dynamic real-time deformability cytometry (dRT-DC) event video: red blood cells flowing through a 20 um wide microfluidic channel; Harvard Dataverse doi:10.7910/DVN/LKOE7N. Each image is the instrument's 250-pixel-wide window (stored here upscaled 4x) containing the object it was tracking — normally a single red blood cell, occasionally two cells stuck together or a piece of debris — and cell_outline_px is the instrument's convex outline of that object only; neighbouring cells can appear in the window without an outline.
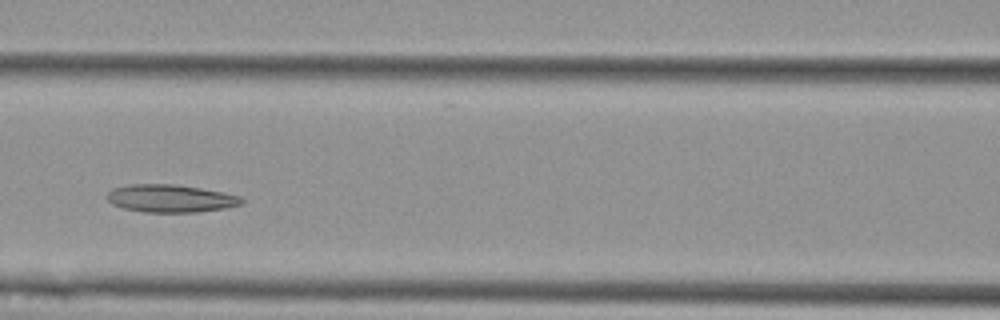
{"species": "Egyptian fruit bat (a non-hibernating species)", "species_latin": "Rousettus aegyptiacus", "temperature_condition": "cold", "stored_images_in_passage": 7, "camera_frame_rate_fps": 3000, "um_per_image_px": 0.085, "animal": {"sex": "female"}, "frame": {"image": 1, "passage_image": 5, "time_ms": 4.667, "image_size_px": [1000, 320], "cell_outline_px": [[244, 200], [240, 204], [224, 208], [196, 212], [144, 212], [124, 208], [112, 204], [108, 200], [108, 192], [112, 188], [128, 184], [172, 184], [200, 188], [224, 192], [240, 196]], "centroid_in_image_um": [14.48, 16.86], "position_along_channel_um": 152.1, "area_um2": 21.62}}
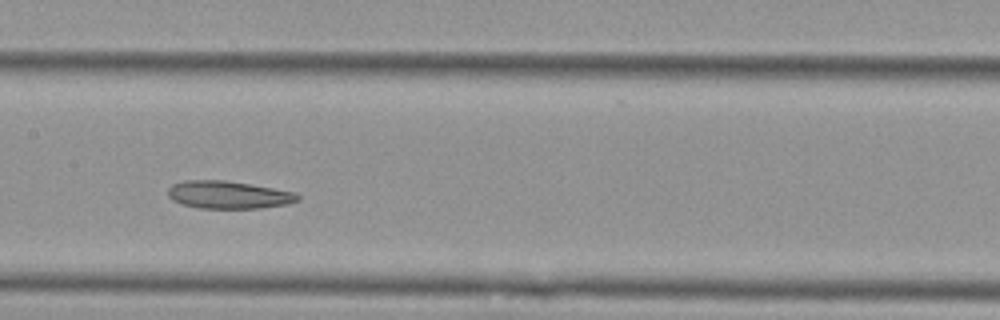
{"frame": {"image": 2, "passage_image": 6, "time_ms": 5.667, "image_size_px": [1000, 320], "cell_outline_px": [[300, 200], [288, 204], [260, 208], [200, 208], [184, 204], [172, 200], [168, 196], [168, 188], [172, 184], [184, 180], [224, 180], [296, 192], [300, 196]], "centroid_in_image_um": [19.42, 16.56], "position_along_channel_um": 188.0, "area_um2": 20.87}}
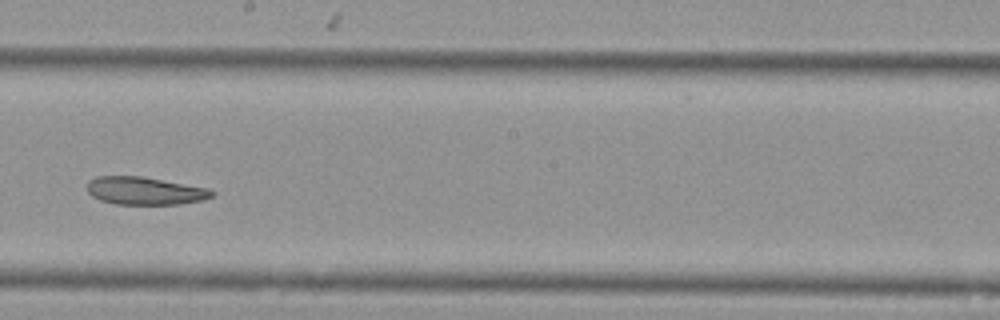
{"frame": {"image": 3, "passage_image": 7, "time_ms": 7.0, "image_size_px": [1000, 320], "cell_outline_px": [[216, 196], [204, 200], [180, 204], [116, 204], [100, 200], [92, 196], [88, 192], [88, 180], [96, 176], [144, 176], [208, 188], [216, 192]], "centroid_in_image_um": [12.36, 16.21], "position_along_channel_um": 235.8, "area_um2": 20.46}}